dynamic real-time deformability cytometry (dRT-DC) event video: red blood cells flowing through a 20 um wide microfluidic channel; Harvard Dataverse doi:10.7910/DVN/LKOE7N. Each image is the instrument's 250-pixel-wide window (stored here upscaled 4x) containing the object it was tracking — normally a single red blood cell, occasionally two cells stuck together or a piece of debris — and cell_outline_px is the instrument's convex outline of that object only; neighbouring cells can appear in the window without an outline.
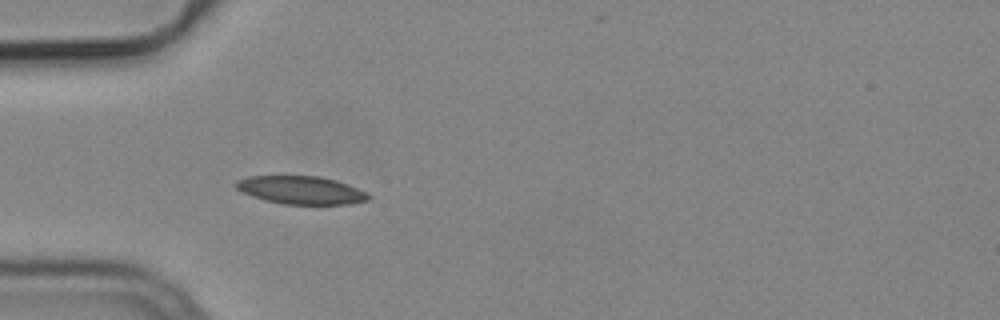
{"species": "common noctule bat (a hibernating species)", "species_latin": "Nyctalus noctula", "temperature_condition": "cold", "stored_images_in_passage": 39, "camera_frame_rate_fps": 3000, "um_per_image_px": 0.085, "animal": {"sex": "male", "body_mass_g": 19.2, "forearm_length_mm": 51.8}, "frame": {"image": 1, "passage_image": 1, "time_ms": 0.0, "image_size_px": [1000, 320], "cell_outline_px": [[372, 196], [368, 200], [352, 204], [284, 204], [264, 200], [252, 196], [236, 188], [232, 184], [236, 180], [248, 176], [320, 176], [336, 180], [368, 192]], "centroid_in_image_um": [25.6, 16.16], "position_along_channel_um": 59.4, "area_um2": 21.79}}
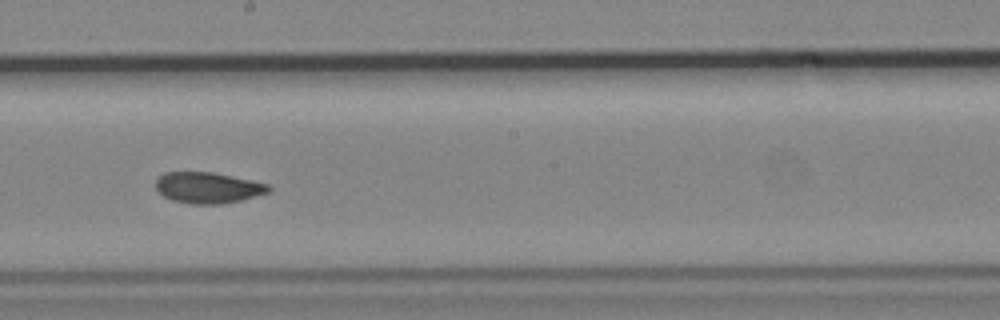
{"frame": {"image": 2, "passage_image": 15, "time_ms": 4.667, "image_size_px": [1000, 320], "cell_outline_px": [[272, 188], [268, 192], [240, 200], [220, 204], [192, 204], [172, 200], [164, 196], [156, 188], [156, 176], [164, 172], [212, 172], [252, 180], [268, 184]], "centroid_in_image_um": [17.64, 15.94], "position_along_channel_um": 230.6, "area_um2": 20.35}}
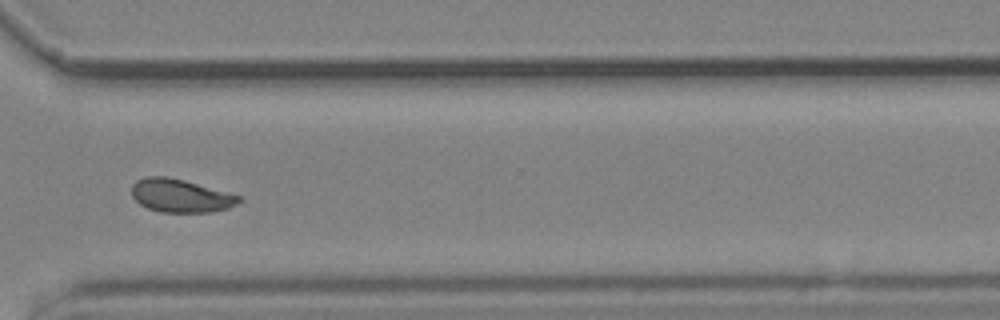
{"frame": {"image": 3, "passage_image": 25, "time_ms": 8.0, "image_size_px": [1000, 320], "cell_outline_px": [[244, 200], [228, 208], [208, 212], [160, 212], [148, 208], [140, 204], [132, 196], [132, 184], [136, 180], [144, 176], [164, 176], [184, 180], [240, 196]], "centroid_in_image_um": [15.32, 16.63], "position_along_channel_um": 355.3, "area_um2": 20.63}, "authors_computed_cell_mechanics": {"area_um2": 20.9236, "velocity_mm_per_s": 3.7543, "shape_relaxation_time_tau1_ms": 5.3194, "shape_relaxation_time_tau2_ms": 2.6966, "deformation_change_tau1": 0.124, "deformation_change_tau2": 0.0603}}